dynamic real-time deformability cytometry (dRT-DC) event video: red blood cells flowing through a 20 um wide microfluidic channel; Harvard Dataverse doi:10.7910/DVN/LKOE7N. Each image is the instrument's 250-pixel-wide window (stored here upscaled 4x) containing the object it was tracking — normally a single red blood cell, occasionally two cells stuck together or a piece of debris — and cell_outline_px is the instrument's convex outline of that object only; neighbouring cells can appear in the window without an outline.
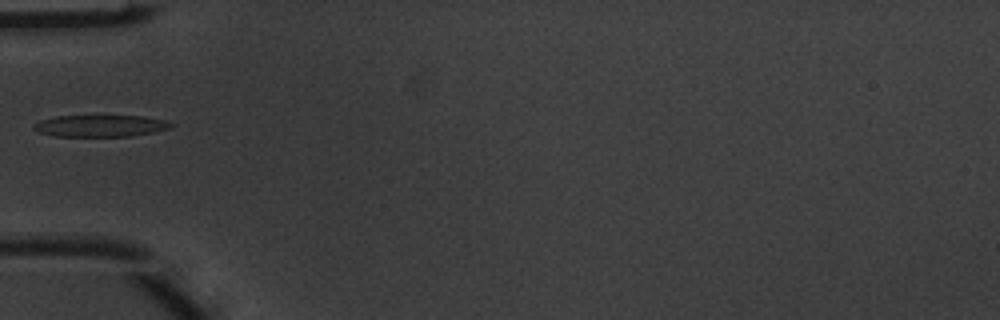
{"species": "common noctule bat (a hibernating species)", "species_latin": "Nyctalus noctula", "temperature_condition": "warm", "stored_images_in_passage": 3, "camera_frame_rate_fps": 3000, "um_per_image_px": 0.085, "animal": {"sex": "male", "body_mass_g": 20.1, "forearm_length_mm": 53.5}, "frame": {"image": 1, "passage_image": 2, "time_ms": 0.333, "image_size_px": [1000, 320], "cell_outline_px": [[176, 124], [172, 128], [156, 132], [128, 136], [56, 136], [36, 132], [32, 128], [32, 124], [40, 120], [56, 116], [144, 116], [164, 120]], "centroid_in_image_um": [8.54, 10.7], "position_along_channel_um": 76.5, "area_um2": 17.57}}
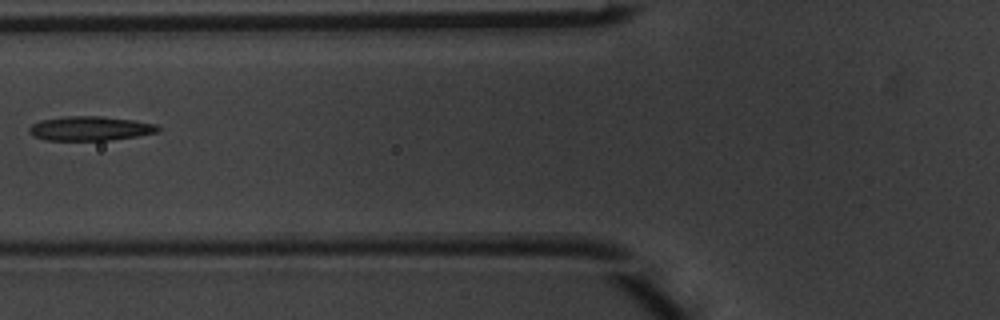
{"frame": {"image": 2, "passage_image": 3, "time_ms": 0.667, "image_size_px": [1000, 320], "cell_outline_px": [[160, 132], [112, 140], [44, 140], [32, 136], [28, 132], [28, 128], [32, 124], [40, 120], [64, 116], [100, 116], [136, 120], [156, 124], [160, 128]], "centroid_in_image_um": [7.65, 10.92], "position_along_channel_um": 118.1, "area_um2": 18.5}}